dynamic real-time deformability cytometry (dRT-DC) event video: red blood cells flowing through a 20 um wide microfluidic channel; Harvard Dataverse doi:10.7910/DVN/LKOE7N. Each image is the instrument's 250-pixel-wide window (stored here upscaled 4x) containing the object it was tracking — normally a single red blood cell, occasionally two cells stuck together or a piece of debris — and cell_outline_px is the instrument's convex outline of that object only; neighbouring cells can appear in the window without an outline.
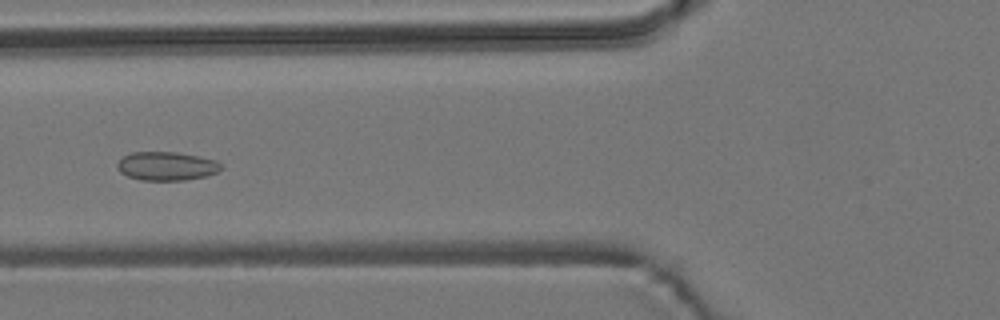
{"species": "common noctule bat (a hibernating species)", "species_latin": "Nyctalus noctula", "temperature_condition": "room temperature", "stored_images_in_passage": 5, "camera_frame_rate_fps": 3000, "um_per_image_px": 0.085, "animal": {"sex": "male", "body_mass_g": 19.2, "forearm_length_mm": 51.8}, "frame": {"image": 1, "passage_image": 3, "time_ms": 0.667, "image_size_px": [1000, 320], "cell_outline_px": [[224, 168], [208, 176], [184, 180], [140, 180], [128, 176], [120, 172], [116, 168], [116, 164], [124, 156], [132, 152], [176, 152], [200, 156], [216, 160]], "centroid_in_image_um": [14.17, 14.12], "position_along_channel_um": 111.6, "area_um2": 17.46}}
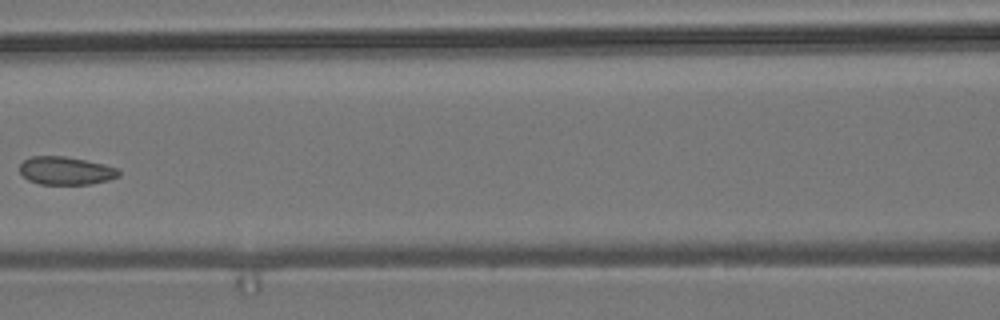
{"frame": {"image": 2, "passage_image": 4, "time_ms": 1.0, "image_size_px": [1000, 320], "cell_outline_px": [[120, 176], [108, 180], [92, 184], [40, 184], [28, 180], [20, 172], [20, 164], [24, 160], [32, 156], [64, 156], [104, 164], [120, 168]], "centroid_in_image_um": [5.62, 14.51], "position_along_channel_um": 161.0, "area_um2": 16.24}}
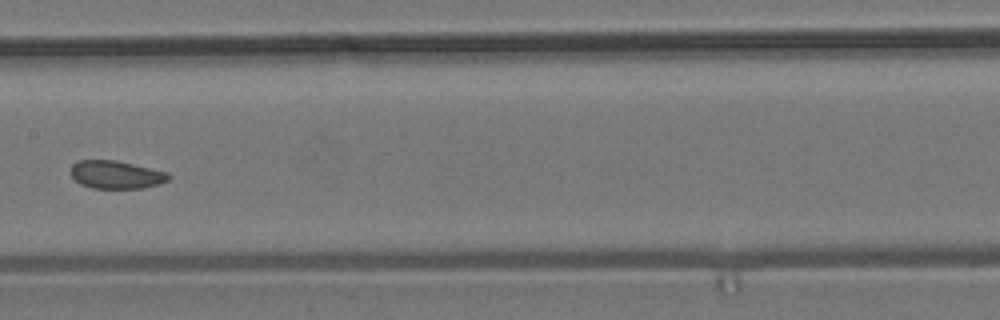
{"frame": {"image": 3, "passage_image": 5, "time_ms": 1.333, "image_size_px": [1000, 320], "cell_outline_px": [[172, 176], [168, 180], [160, 184], [144, 188], [92, 188], [80, 184], [72, 176], [72, 164], [80, 160], [116, 160], [168, 172]], "centroid_in_image_um": [9.91, 14.85], "position_along_channel_um": 197.5, "area_um2": 15.95}}